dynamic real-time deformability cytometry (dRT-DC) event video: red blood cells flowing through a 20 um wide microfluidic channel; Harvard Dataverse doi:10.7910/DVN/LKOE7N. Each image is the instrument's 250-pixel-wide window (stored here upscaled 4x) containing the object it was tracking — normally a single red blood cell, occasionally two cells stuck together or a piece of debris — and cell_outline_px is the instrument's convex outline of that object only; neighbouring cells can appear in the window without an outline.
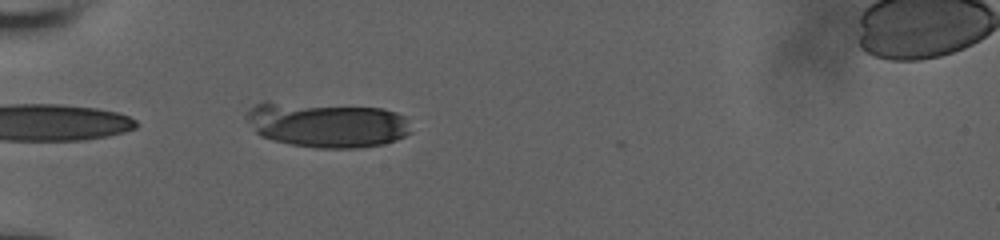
{"species": "human", "species_latin": "Homo sapiens", "temperature_condition": "room temperature", "stored_images_in_passage": 38, "camera_frame_rate_fps": 3000, "um_per_image_px": 0.085, "donor": {"sex": "male"}, "frame": {"image": 1, "passage_image": 1, "time_ms": 0.0, "image_size_px": [1000, 240], "cell_outline_px": [[412, 132], [396, 140], [384, 144], [360, 148], [316, 148], [292, 144], [272, 140], [260, 136], [256, 132], [244, 116], [256, 104], [264, 100], [268, 100], [384, 108], [396, 112], [404, 116]], "centroid_in_image_um": [27.76, 10.58], "position_along_channel_um": 57.2, "area_um2": 44.04}}
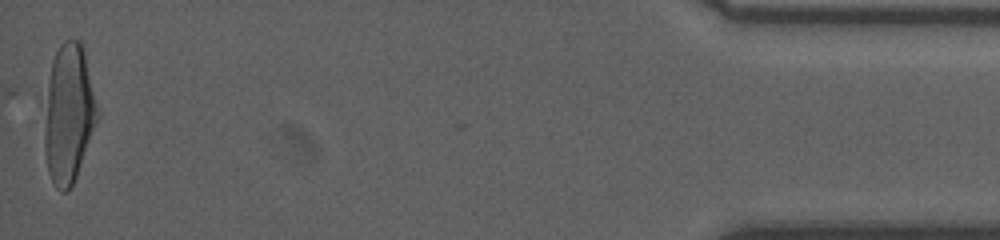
{"frame": {"image": 2, "passage_image": 38, "time_ms": 12.333, "image_size_px": [1000, 240], "cell_outline_px": [[100, 116], [76, 176], [68, 192], [60, 192], [56, 188], [48, 172], [44, 152], [40, 100], [52, 60], [60, 44], [64, 40], [80, 40], [84, 52], [100, 112]], "centroid_in_image_um": [5.76, 9.65], "position_along_channel_um": 429.4, "area_um2": 44.68}}